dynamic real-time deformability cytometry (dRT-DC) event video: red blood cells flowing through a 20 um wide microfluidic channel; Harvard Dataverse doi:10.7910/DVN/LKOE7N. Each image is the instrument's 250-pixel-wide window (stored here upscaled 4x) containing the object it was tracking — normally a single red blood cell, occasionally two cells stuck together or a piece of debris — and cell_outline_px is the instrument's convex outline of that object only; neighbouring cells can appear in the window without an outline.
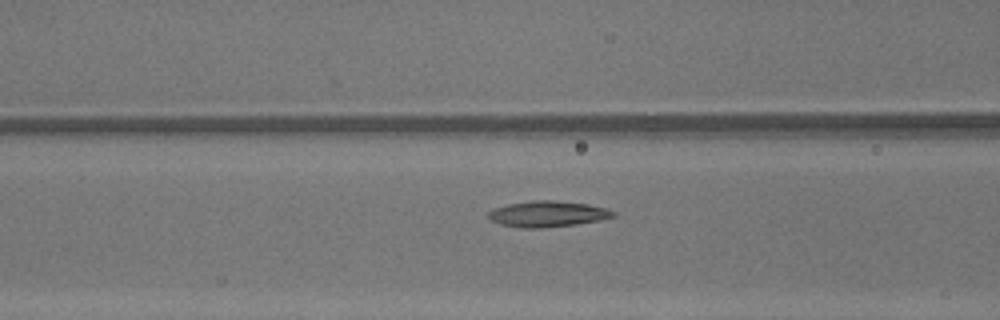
{"species": "common noctule bat (a hibernating species)", "species_latin": "Nyctalus noctula", "temperature_condition": "warm", "stored_images_in_passage": 43, "camera_frame_rate_fps": 3000, "um_per_image_px": 0.085, "animal": {"sex": "male", "body_mass_g": 13.3}, "frame": {"image": 1, "passage_image": 20, "time_ms": 6.333, "image_size_px": [1000, 320], "cell_outline_px": [[616, 216], [600, 220], [576, 224], [544, 228], [520, 228], [500, 224], [484, 216], [492, 208], [508, 204], [532, 200], [552, 200], [588, 204], [608, 208], [616, 212]], "centroid_in_image_um": [46.53, 18.18], "position_along_channel_um": 120.1, "area_um2": 19.13}}
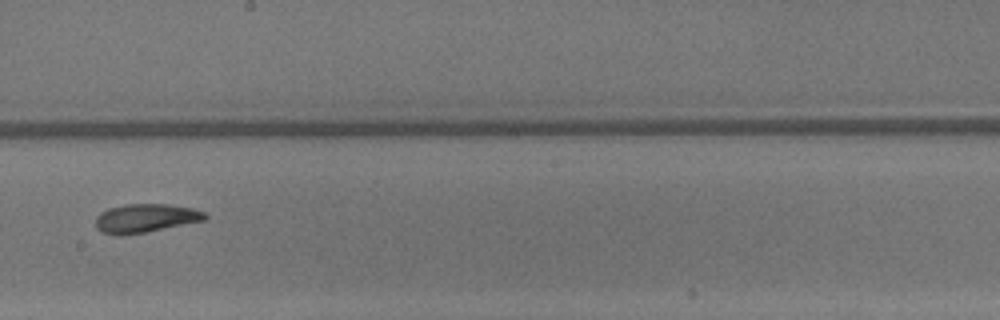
{"frame": {"image": 2, "passage_image": 28, "time_ms": 9.0, "image_size_px": [1000, 320], "cell_outline_px": [[208, 220], [144, 232], [100, 232], [96, 228], [96, 216], [100, 212], [108, 208], [124, 204], [168, 204], [192, 208], [204, 212], [208, 216]], "centroid_in_image_um": [12.43, 18.5], "position_along_channel_um": 235.8, "area_um2": 17.8}}
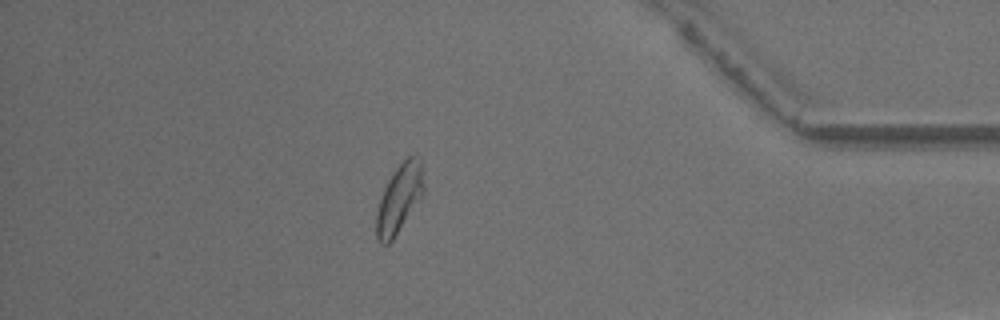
{"frame": {"image": 3, "passage_image": 42, "time_ms": 13.667, "image_size_px": [1000, 320], "cell_outline_px": [[424, 192], [392, 240], [388, 244], [380, 244], [376, 236], [376, 212], [380, 196], [388, 180], [396, 168], [408, 156], [416, 152], [420, 156], [424, 184]], "centroid_in_image_um": [33.93, 16.83], "position_along_channel_um": 401.3, "area_um2": 18.84}}